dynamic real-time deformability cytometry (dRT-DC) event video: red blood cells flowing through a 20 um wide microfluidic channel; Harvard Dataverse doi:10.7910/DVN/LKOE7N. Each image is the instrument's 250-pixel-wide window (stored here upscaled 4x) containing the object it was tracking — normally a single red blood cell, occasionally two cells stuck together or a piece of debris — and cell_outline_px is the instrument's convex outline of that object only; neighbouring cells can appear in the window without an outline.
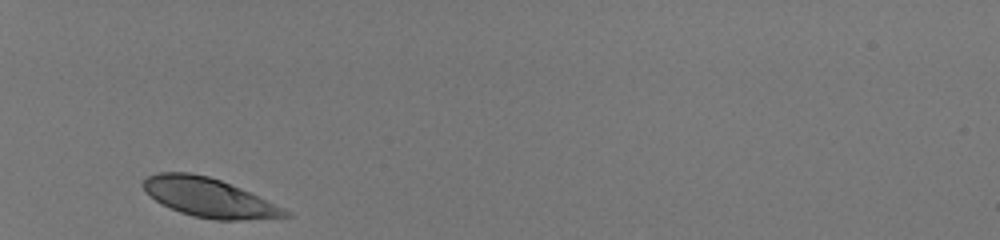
{"species": "human", "species_latin": "Homo sapiens", "temperature_condition": "room temperature", "stored_images_in_passage": 29, "camera_frame_rate_fps": 3000, "um_per_image_px": 0.085, "donor": {"sex": "male"}, "frame": {"image": 1, "passage_image": 1, "time_ms": 0.0, "image_size_px": [1000, 240], "cell_outline_px": [[292, 216], [240, 220], [216, 220], [192, 216], [180, 212], [160, 204], [144, 188], [144, 180], [148, 176], [160, 172], [188, 172], [208, 176], [220, 180], [240, 188], [292, 212]], "centroid_in_image_um": [17.77, 16.8], "position_along_channel_um": 67.2, "area_um2": 31.79}}
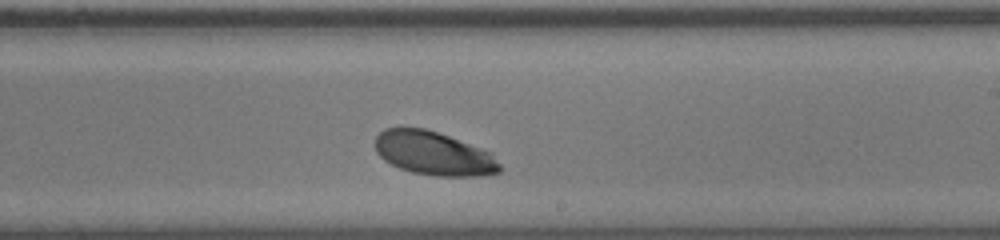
{"frame": {"image": 2, "passage_image": 17, "time_ms": 5.333, "image_size_px": [1000, 240], "cell_outline_px": [[500, 172], [480, 176], [436, 176], [412, 172], [400, 168], [384, 160], [376, 152], [376, 136], [384, 128], [424, 128], [448, 136], [492, 152], [500, 164]], "centroid_in_image_um": [36.88, 13.05], "position_along_channel_um": 252.1, "area_um2": 31.56}}
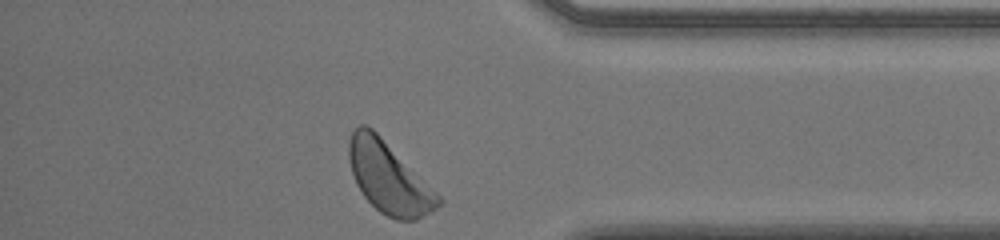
{"frame": {"image": 3, "passage_image": 29, "time_ms": 9.333, "image_size_px": [1000, 240], "cell_outline_px": [[444, 200], [436, 208], [416, 220], [396, 220], [380, 212], [364, 196], [356, 184], [352, 172], [348, 156], [348, 140], [352, 132], [360, 124], [364, 124], [372, 128]], "centroid_in_image_um": [33.02, 15.11], "position_along_channel_um": 402.2, "area_um2": 36.41}, "authors_computed_cell_mechanics": {"area_um2": 33.235, "velocity_mm_per_s": 3.9108, "shape_relaxation_time_tau1_ms": 1.4575, "shape_relaxation_time_tau2_ms": null, "deformation_change_tau1": 0.131, "deformation_change_tau2": null}}